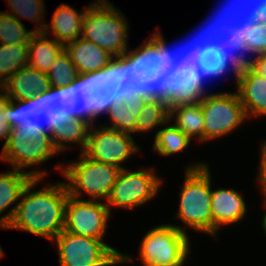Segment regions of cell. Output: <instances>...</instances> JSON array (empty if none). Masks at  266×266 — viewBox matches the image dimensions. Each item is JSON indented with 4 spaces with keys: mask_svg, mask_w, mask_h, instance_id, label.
<instances>
[{
    "mask_svg": "<svg viewBox=\"0 0 266 266\" xmlns=\"http://www.w3.org/2000/svg\"><path fill=\"white\" fill-rule=\"evenodd\" d=\"M163 54L164 37L158 30L144 44L115 59L114 74L106 88L116 97L162 98L166 91Z\"/></svg>",
    "mask_w": 266,
    "mask_h": 266,
    "instance_id": "cell-1",
    "label": "cell"
},
{
    "mask_svg": "<svg viewBox=\"0 0 266 266\" xmlns=\"http://www.w3.org/2000/svg\"><path fill=\"white\" fill-rule=\"evenodd\" d=\"M43 178L34 177L24 187L14 216L5 230L18 229L51 242L63 231L68 190L63 182L31 191Z\"/></svg>",
    "mask_w": 266,
    "mask_h": 266,
    "instance_id": "cell-2",
    "label": "cell"
},
{
    "mask_svg": "<svg viewBox=\"0 0 266 266\" xmlns=\"http://www.w3.org/2000/svg\"><path fill=\"white\" fill-rule=\"evenodd\" d=\"M83 103L68 88L50 87L28 99H10L7 121L12 127L27 124L50 132L57 121L69 117Z\"/></svg>",
    "mask_w": 266,
    "mask_h": 266,
    "instance_id": "cell-3",
    "label": "cell"
},
{
    "mask_svg": "<svg viewBox=\"0 0 266 266\" xmlns=\"http://www.w3.org/2000/svg\"><path fill=\"white\" fill-rule=\"evenodd\" d=\"M209 167V164L203 161L195 162L185 168V181L180 191L176 218L196 232L213 236L212 182Z\"/></svg>",
    "mask_w": 266,
    "mask_h": 266,
    "instance_id": "cell-4",
    "label": "cell"
},
{
    "mask_svg": "<svg viewBox=\"0 0 266 266\" xmlns=\"http://www.w3.org/2000/svg\"><path fill=\"white\" fill-rule=\"evenodd\" d=\"M88 5L82 22L81 38L93 42L115 58L128 50L127 18L108 0Z\"/></svg>",
    "mask_w": 266,
    "mask_h": 266,
    "instance_id": "cell-5",
    "label": "cell"
},
{
    "mask_svg": "<svg viewBox=\"0 0 266 266\" xmlns=\"http://www.w3.org/2000/svg\"><path fill=\"white\" fill-rule=\"evenodd\" d=\"M61 162L55 169L61 171L67 182H64L68 195L81 199L87 193L90 200L108 199L120 168L101 163L87 157L83 152L75 162L62 167Z\"/></svg>",
    "mask_w": 266,
    "mask_h": 266,
    "instance_id": "cell-6",
    "label": "cell"
},
{
    "mask_svg": "<svg viewBox=\"0 0 266 266\" xmlns=\"http://www.w3.org/2000/svg\"><path fill=\"white\" fill-rule=\"evenodd\" d=\"M189 251L186 231L180 225L163 223L144 235L138 255L143 266H183Z\"/></svg>",
    "mask_w": 266,
    "mask_h": 266,
    "instance_id": "cell-7",
    "label": "cell"
},
{
    "mask_svg": "<svg viewBox=\"0 0 266 266\" xmlns=\"http://www.w3.org/2000/svg\"><path fill=\"white\" fill-rule=\"evenodd\" d=\"M52 242L57 245L59 266H114L134 259L103 240L63 230Z\"/></svg>",
    "mask_w": 266,
    "mask_h": 266,
    "instance_id": "cell-8",
    "label": "cell"
},
{
    "mask_svg": "<svg viewBox=\"0 0 266 266\" xmlns=\"http://www.w3.org/2000/svg\"><path fill=\"white\" fill-rule=\"evenodd\" d=\"M188 40L181 44L189 50L190 73H196L198 79L206 83L207 79L220 78L232 69L235 79L237 78L241 67L228 55L227 47L224 46L218 53L216 47L209 41V29L202 25L196 29V32Z\"/></svg>",
    "mask_w": 266,
    "mask_h": 266,
    "instance_id": "cell-9",
    "label": "cell"
},
{
    "mask_svg": "<svg viewBox=\"0 0 266 266\" xmlns=\"http://www.w3.org/2000/svg\"><path fill=\"white\" fill-rule=\"evenodd\" d=\"M163 181L152 168L131 171L122 168L116 178L106 205L111 213L112 207L132 210L145 205L156 197Z\"/></svg>",
    "mask_w": 266,
    "mask_h": 266,
    "instance_id": "cell-10",
    "label": "cell"
},
{
    "mask_svg": "<svg viewBox=\"0 0 266 266\" xmlns=\"http://www.w3.org/2000/svg\"><path fill=\"white\" fill-rule=\"evenodd\" d=\"M200 104L204 117V142L230 134L248 119L237 92L209 93Z\"/></svg>",
    "mask_w": 266,
    "mask_h": 266,
    "instance_id": "cell-11",
    "label": "cell"
},
{
    "mask_svg": "<svg viewBox=\"0 0 266 266\" xmlns=\"http://www.w3.org/2000/svg\"><path fill=\"white\" fill-rule=\"evenodd\" d=\"M64 47L79 76L92 90L109 85L115 65L112 54L83 38L69 42Z\"/></svg>",
    "mask_w": 266,
    "mask_h": 266,
    "instance_id": "cell-12",
    "label": "cell"
},
{
    "mask_svg": "<svg viewBox=\"0 0 266 266\" xmlns=\"http://www.w3.org/2000/svg\"><path fill=\"white\" fill-rule=\"evenodd\" d=\"M90 126L87 145L83 153L92 160L125 168L122 163L135 153L140 147L136 144L131 133L119 131L101 124L99 127ZM105 125V126H104Z\"/></svg>",
    "mask_w": 266,
    "mask_h": 266,
    "instance_id": "cell-13",
    "label": "cell"
},
{
    "mask_svg": "<svg viewBox=\"0 0 266 266\" xmlns=\"http://www.w3.org/2000/svg\"><path fill=\"white\" fill-rule=\"evenodd\" d=\"M110 218L111 213L106 202L83 200L68 195L63 230L103 240Z\"/></svg>",
    "mask_w": 266,
    "mask_h": 266,
    "instance_id": "cell-14",
    "label": "cell"
},
{
    "mask_svg": "<svg viewBox=\"0 0 266 266\" xmlns=\"http://www.w3.org/2000/svg\"><path fill=\"white\" fill-rule=\"evenodd\" d=\"M148 99L142 95L116 97L107 88H96L92 90L90 102L95 107L96 119L100 114H108L112 125L106 127L135 134L136 118Z\"/></svg>",
    "mask_w": 266,
    "mask_h": 266,
    "instance_id": "cell-15",
    "label": "cell"
},
{
    "mask_svg": "<svg viewBox=\"0 0 266 266\" xmlns=\"http://www.w3.org/2000/svg\"><path fill=\"white\" fill-rule=\"evenodd\" d=\"M95 119V107L87 101L69 117L57 121L50 131L54 148L61 153L71 148L67 144L78 143L81 144L80 151L83 152L87 145L90 126Z\"/></svg>",
    "mask_w": 266,
    "mask_h": 266,
    "instance_id": "cell-16",
    "label": "cell"
},
{
    "mask_svg": "<svg viewBox=\"0 0 266 266\" xmlns=\"http://www.w3.org/2000/svg\"><path fill=\"white\" fill-rule=\"evenodd\" d=\"M59 152L54 148L50 132H45L36 139L25 140H8L7 144L2 147L0 159L7 164L10 163L12 169L22 171L24 168L36 167L48 161Z\"/></svg>",
    "mask_w": 266,
    "mask_h": 266,
    "instance_id": "cell-17",
    "label": "cell"
},
{
    "mask_svg": "<svg viewBox=\"0 0 266 266\" xmlns=\"http://www.w3.org/2000/svg\"><path fill=\"white\" fill-rule=\"evenodd\" d=\"M219 6L206 22L211 28L227 29L237 35L257 21L261 0H226Z\"/></svg>",
    "mask_w": 266,
    "mask_h": 266,
    "instance_id": "cell-18",
    "label": "cell"
},
{
    "mask_svg": "<svg viewBox=\"0 0 266 266\" xmlns=\"http://www.w3.org/2000/svg\"><path fill=\"white\" fill-rule=\"evenodd\" d=\"M41 170H29L22 171L14 169L12 171L2 172L0 175V215L8 209L11 205L16 203L12 209H9L6 214L0 217V229H5L10 223L14 216L15 210L20 199V195L24 187L32 180L34 177L44 178L47 175Z\"/></svg>",
    "mask_w": 266,
    "mask_h": 266,
    "instance_id": "cell-19",
    "label": "cell"
},
{
    "mask_svg": "<svg viewBox=\"0 0 266 266\" xmlns=\"http://www.w3.org/2000/svg\"><path fill=\"white\" fill-rule=\"evenodd\" d=\"M242 193L235 189L219 188L211 193L213 237L224 225L237 223L246 217L247 207Z\"/></svg>",
    "mask_w": 266,
    "mask_h": 266,
    "instance_id": "cell-20",
    "label": "cell"
},
{
    "mask_svg": "<svg viewBox=\"0 0 266 266\" xmlns=\"http://www.w3.org/2000/svg\"><path fill=\"white\" fill-rule=\"evenodd\" d=\"M235 81L247 117L266 116V79L244 66Z\"/></svg>",
    "mask_w": 266,
    "mask_h": 266,
    "instance_id": "cell-21",
    "label": "cell"
},
{
    "mask_svg": "<svg viewBox=\"0 0 266 266\" xmlns=\"http://www.w3.org/2000/svg\"><path fill=\"white\" fill-rule=\"evenodd\" d=\"M50 87H65L83 102L90 101L92 89L79 76L69 53L64 49L47 72Z\"/></svg>",
    "mask_w": 266,
    "mask_h": 266,
    "instance_id": "cell-22",
    "label": "cell"
},
{
    "mask_svg": "<svg viewBox=\"0 0 266 266\" xmlns=\"http://www.w3.org/2000/svg\"><path fill=\"white\" fill-rule=\"evenodd\" d=\"M50 88L46 73L30 66L22 67L12 74L2 85V89L12 100H24Z\"/></svg>",
    "mask_w": 266,
    "mask_h": 266,
    "instance_id": "cell-23",
    "label": "cell"
},
{
    "mask_svg": "<svg viewBox=\"0 0 266 266\" xmlns=\"http://www.w3.org/2000/svg\"><path fill=\"white\" fill-rule=\"evenodd\" d=\"M87 7L80 13L67 4H61L54 11L51 18V24L45 25L44 33L48 35L53 33L54 39L64 46L72 41L81 38L82 22ZM52 29V31H50Z\"/></svg>",
    "mask_w": 266,
    "mask_h": 266,
    "instance_id": "cell-24",
    "label": "cell"
},
{
    "mask_svg": "<svg viewBox=\"0 0 266 266\" xmlns=\"http://www.w3.org/2000/svg\"><path fill=\"white\" fill-rule=\"evenodd\" d=\"M204 87L196 73L183 72L168 85L161 99L168 109L178 105L197 104L206 95Z\"/></svg>",
    "mask_w": 266,
    "mask_h": 266,
    "instance_id": "cell-25",
    "label": "cell"
},
{
    "mask_svg": "<svg viewBox=\"0 0 266 266\" xmlns=\"http://www.w3.org/2000/svg\"><path fill=\"white\" fill-rule=\"evenodd\" d=\"M64 49L63 44L51 40L44 32H34L29 41L28 66L47 74Z\"/></svg>",
    "mask_w": 266,
    "mask_h": 266,
    "instance_id": "cell-26",
    "label": "cell"
},
{
    "mask_svg": "<svg viewBox=\"0 0 266 266\" xmlns=\"http://www.w3.org/2000/svg\"><path fill=\"white\" fill-rule=\"evenodd\" d=\"M191 140L196 138L204 142V117L200 103L178 105L169 109V119Z\"/></svg>",
    "mask_w": 266,
    "mask_h": 266,
    "instance_id": "cell-27",
    "label": "cell"
},
{
    "mask_svg": "<svg viewBox=\"0 0 266 266\" xmlns=\"http://www.w3.org/2000/svg\"><path fill=\"white\" fill-rule=\"evenodd\" d=\"M169 109L161 98H149L143 105L141 114L136 118V134L147 133L158 125L169 123Z\"/></svg>",
    "mask_w": 266,
    "mask_h": 266,
    "instance_id": "cell-28",
    "label": "cell"
},
{
    "mask_svg": "<svg viewBox=\"0 0 266 266\" xmlns=\"http://www.w3.org/2000/svg\"><path fill=\"white\" fill-rule=\"evenodd\" d=\"M29 44L0 45V88L18 69L28 66Z\"/></svg>",
    "mask_w": 266,
    "mask_h": 266,
    "instance_id": "cell-29",
    "label": "cell"
},
{
    "mask_svg": "<svg viewBox=\"0 0 266 266\" xmlns=\"http://www.w3.org/2000/svg\"><path fill=\"white\" fill-rule=\"evenodd\" d=\"M192 140L178 127L169 124L157 130L154 138L153 150L163 156H171L182 152L190 145Z\"/></svg>",
    "mask_w": 266,
    "mask_h": 266,
    "instance_id": "cell-30",
    "label": "cell"
},
{
    "mask_svg": "<svg viewBox=\"0 0 266 266\" xmlns=\"http://www.w3.org/2000/svg\"><path fill=\"white\" fill-rule=\"evenodd\" d=\"M172 47L167 46L164 40L163 59L165 60L166 89L177 76L183 72L190 73L189 50H186L181 43L174 44Z\"/></svg>",
    "mask_w": 266,
    "mask_h": 266,
    "instance_id": "cell-31",
    "label": "cell"
},
{
    "mask_svg": "<svg viewBox=\"0 0 266 266\" xmlns=\"http://www.w3.org/2000/svg\"><path fill=\"white\" fill-rule=\"evenodd\" d=\"M33 33L16 17L0 11V44H29Z\"/></svg>",
    "mask_w": 266,
    "mask_h": 266,
    "instance_id": "cell-32",
    "label": "cell"
},
{
    "mask_svg": "<svg viewBox=\"0 0 266 266\" xmlns=\"http://www.w3.org/2000/svg\"><path fill=\"white\" fill-rule=\"evenodd\" d=\"M7 4L11 12L7 13L16 17L20 21V17L35 22L36 27L33 32H43L45 28L44 23V7L43 0H7ZM43 20V21H42Z\"/></svg>",
    "mask_w": 266,
    "mask_h": 266,
    "instance_id": "cell-33",
    "label": "cell"
},
{
    "mask_svg": "<svg viewBox=\"0 0 266 266\" xmlns=\"http://www.w3.org/2000/svg\"><path fill=\"white\" fill-rule=\"evenodd\" d=\"M245 44L254 57L266 53V23L254 22L242 32Z\"/></svg>",
    "mask_w": 266,
    "mask_h": 266,
    "instance_id": "cell-34",
    "label": "cell"
},
{
    "mask_svg": "<svg viewBox=\"0 0 266 266\" xmlns=\"http://www.w3.org/2000/svg\"><path fill=\"white\" fill-rule=\"evenodd\" d=\"M226 47L228 55H230L240 67L249 66L253 57L250 55L242 33L235 35L231 43H229ZM248 55H250V57L246 58Z\"/></svg>",
    "mask_w": 266,
    "mask_h": 266,
    "instance_id": "cell-35",
    "label": "cell"
},
{
    "mask_svg": "<svg viewBox=\"0 0 266 266\" xmlns=\"http://www.w3.org/2000/svg\"><path fill=\"white\" fill-rule=\"evenodd\" d=\"M202 26L205 29H209V41L216 47L218 53L222 51L224 46L231 43L235 36L230 30L223 28H211L207 22L202 23Z\"/></svg>",
    "mask_w": 266,
    "mask_h": 266,
    "instance_id": "cell-36",
    "label": "cell"
},
{
    "mask_svg": "<svg viewBox=\"0 0 266 266\" xmlns=\"http://www.w3.org/2000/svg\"><path fill=\"white\" fill-rule=\"evenodd\" d=\"M0 92V141L3 140V147L7 144L10 136V132L12 130V126L8 123V113H9V97L8 95L1 89Z\"/></svg>",
    "mask_w": 266,
    "mask_h": 266,
    "instance_id": "cell-37",
    "label": "cell"
},
{
    "mask_svg": "<svg viewBox=\"0 0 266 266\" xmlns=\"http://www.w3.org/2000/svg\"><path fill=\"white\" fill-rule=\"evenodd\" d=\"M45 132L27 124L12 127L9 140H25L36 139Z\"/></svg>",
    "mask_w": 266,
    "mask_h": 266,
    "instance_id": "cell-38",
    "label": "cell"
},
{
    "mask_svg": "<svg viewBox=\"0 0 266 266\" xmlns=\"http://www.w3.org/2000/svg\"><path fill=\"white\" fill-rule=\"evenodd\" d=\"M261 159H260V165H259V172L257 174V182L261 186V193L263 195L266 194V141L262 143L261 145Z\"/></svg>",
    "mask_w": 266,
    "mask_h": 266,
    "instance_id": "cell-39",
    "label": "cell"
},
{
    "mask_svg": "<svg viewBox=\"0 0 266 266\" xmlns=\"http://www.w3.org/2000/svg\"><path fill=\"white\" fill-rule=\"evenodd\" d=\"M249 67L266 79V53L255 55L254 59L250 61Z\"/></svg>",
    "mask_w": 266,
    "mask_h": 266,
    "instance_id": "cell-40",
    "label": "cell"
},
{
    "mask_svg": "<svg viewBox=\"0 0 266 266\" xmlns=\"http://www.w3.org/2000/svg\"><path fill=\"white\" fill-rule=\"evenodd\" d=\"M257 22L266 23V0H261V7L257 14Z\"/></svg>",
    "mask_w": 266,
    "mask_h": 266,
    "instance_id": "cell-41",
    "label": "cell"
},
{
    "mask_svg": "<svg viewBox=\"0 0 266 266\" xmlns=\"http://www.w3.org/2000/svg\"><path fill=\"white\" fill-rule=\"evenodd\" d=\"M264 205L266 207V200L265 199H264ZM262 218H263V220H262V227H263V231H264V233L266 235V211H265V214H264V216Z\"/></svg>",
    "mask_w": 266,
    "mask_h": 266,
    "instance_id": "cell-42",
    "label": "cell"
},
{
    "mask_svg": "<svg viewBox=\"0 0 266 266\" xmlns=\"http://www.w3.org/2000/svg\"><path fill=\"white\" fill-rule=\"evenodd\" d=\"M3 255H4V252H3V249H2V247L0 245V259L3 257Z\"/></svg>",
    "mask_w": 266,
    "mask_h": 266,
    "instance_id": "cell-43",
    "label": "cell"
}]
</instances>
